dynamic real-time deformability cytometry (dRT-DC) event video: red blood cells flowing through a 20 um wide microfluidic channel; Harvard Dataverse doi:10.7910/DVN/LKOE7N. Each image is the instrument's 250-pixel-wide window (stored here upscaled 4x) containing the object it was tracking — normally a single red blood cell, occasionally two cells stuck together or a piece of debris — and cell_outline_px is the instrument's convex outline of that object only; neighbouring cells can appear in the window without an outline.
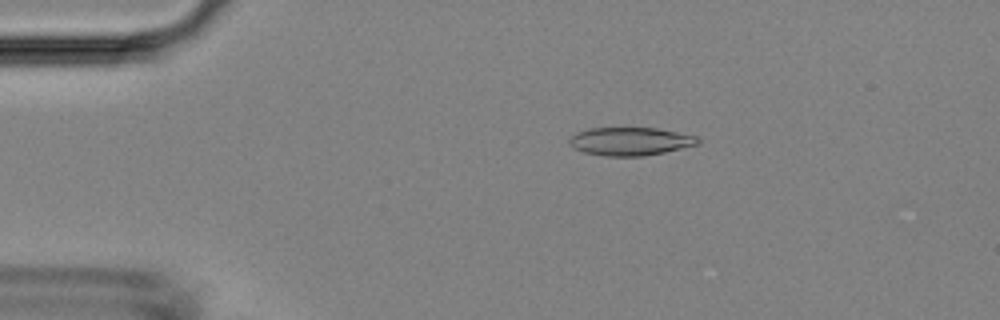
{"species": "Egyptian fruit bat (a non-hibernating species)", "species_latin": "Rousettus aegyptiacus", "temperature_condition": "room temperature", "stored_images_in_passage": 5, "camera_frame_rate_fps": 3000, "um_per_image_px": 0.085, "animal": {"sex": "female"}, "frame": {"image": 1, "passage_image": 3, "time_ms": 2.333, "image_size_px": [1000, 320], "cell_outline_px": [[700, 144], [664, 152], [644, 156], [604, 156], [584, 152], [572, 148], [568, 144], [568, 140], [576, 132], [588, 128], [656, 128], [696, 136], [700, 140]], "centroid_in_image_um": [53.53, 12.02], "position_along_channel_um": 31.5, "area_um2": 21.15}}